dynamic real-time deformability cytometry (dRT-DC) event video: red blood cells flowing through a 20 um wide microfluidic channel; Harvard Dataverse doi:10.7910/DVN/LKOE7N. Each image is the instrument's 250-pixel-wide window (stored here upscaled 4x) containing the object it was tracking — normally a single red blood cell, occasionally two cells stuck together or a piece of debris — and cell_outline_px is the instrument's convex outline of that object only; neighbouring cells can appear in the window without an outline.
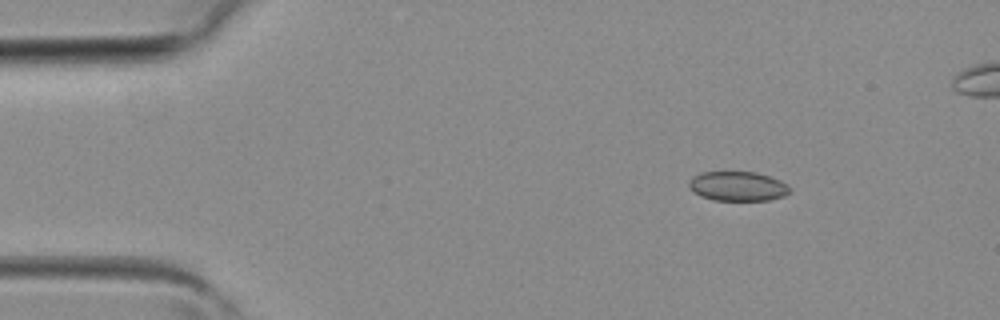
{"species": "common noctule bat (a hibernating species)", "species_latin": "Nyctalus noctula", "temperature_condition": "room temperature", "stored_images_in_passage": 3, "camera_frame_rate_fps": 3000, "um_per_image_px": 0.085, "animal": {"sex": "female", "body_mass_g": 19.3, "forearm_length_mm": 54.1}, "frame": {"image": 1, "passage_image": 1, "time_ms": 0.0, "image_size_px": [1000, 320], "cell_outline_px": [[792, 192], [784, 196], [768, 200], [712, 200], [700, 196], [688, 184], [688, 180], [692, 176], [700, 172], [756, 172], [780, 180], [788, 184], [792, 188]], "centroid_in_image_um": [62.74, 15.82], "position_along_channel_um": 22.3, "area_um2": 17.46}}